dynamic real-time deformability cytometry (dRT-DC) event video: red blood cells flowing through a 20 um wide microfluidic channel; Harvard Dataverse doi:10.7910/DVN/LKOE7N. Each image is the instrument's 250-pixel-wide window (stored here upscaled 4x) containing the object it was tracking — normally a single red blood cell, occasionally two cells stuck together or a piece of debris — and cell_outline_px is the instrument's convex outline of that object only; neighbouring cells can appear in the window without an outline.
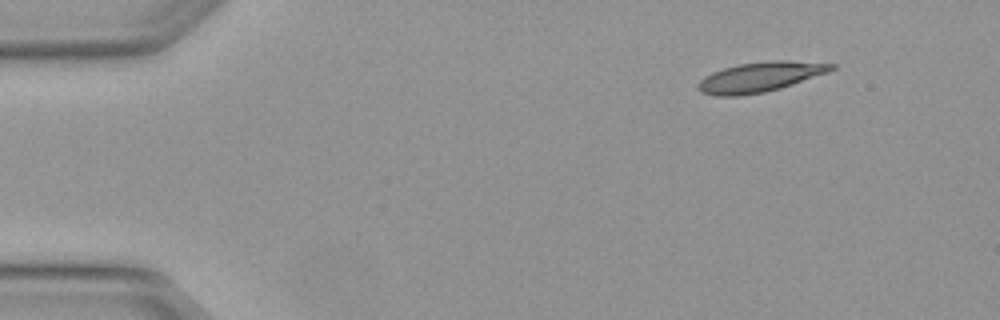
{"species": "Egyptian fruit bat (a non-hibernating species)", "species_latin": "Rousettus aegyptiacus", "temperature_condition": "warm", "stored_images_in_passage": 5, "camera_frame_rate_fps": 3000, "um_per_image_px": 0.085, "animal": {"sex": "female"}, "frame": {"image": 1, "passage_image": 5, "time_ms": 1.333, "image_size_px": [1000, 320], "cell_outline_px": [[836, 68], [828, 72], [780, 88], [764, 92], [740, 96], [716, 96], [700, 92], [696, 88], [696, 84], [704, 76], [712, 72], [724, 68], [740, 64], [772, 60], [788, 60], [836, 64]], "centroid_in_image_um": [64.57, 6.55], "position_along_channel_um": 20.4, "area_um2": 23.24}}